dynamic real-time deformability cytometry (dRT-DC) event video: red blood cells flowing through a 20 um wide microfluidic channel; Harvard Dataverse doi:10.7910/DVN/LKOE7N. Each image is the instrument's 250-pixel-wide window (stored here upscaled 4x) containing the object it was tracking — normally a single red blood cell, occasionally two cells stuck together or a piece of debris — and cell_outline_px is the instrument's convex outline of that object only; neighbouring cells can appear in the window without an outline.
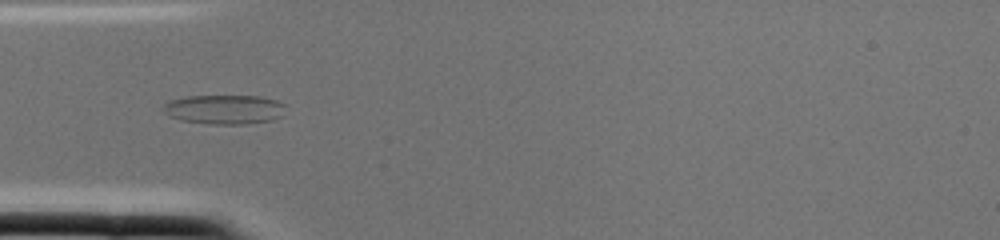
{"species": "common noctule bat (a hibernating species)", "species_latin": "Nyctalus noctula", "temperature_condition": "cold", "stored_images_in_passage": 2, "camera_frame_rate_fps": 3000, "um_per_image_px": 0.085, "animal": {"sex": "female", "body_mass_g": 22.0, "forearm_length_mm": 56.7}, "frame": {"image": 1, "passage_image": 2, "time_ms": 0.333, "image_size_px": [1000, 240], "cell_outline_px": [[288, 104], [284, 116], [272, 120], [248, 124], [208, 124], [180, 120], [168, 116], [160, 108], [168, 100], [188, 96], [260, 96], [276, 100]], "centroid_in_image_um": [19.1, 9.3], "position_along_channel_um": 65.9, "area_um2": 21.5}}